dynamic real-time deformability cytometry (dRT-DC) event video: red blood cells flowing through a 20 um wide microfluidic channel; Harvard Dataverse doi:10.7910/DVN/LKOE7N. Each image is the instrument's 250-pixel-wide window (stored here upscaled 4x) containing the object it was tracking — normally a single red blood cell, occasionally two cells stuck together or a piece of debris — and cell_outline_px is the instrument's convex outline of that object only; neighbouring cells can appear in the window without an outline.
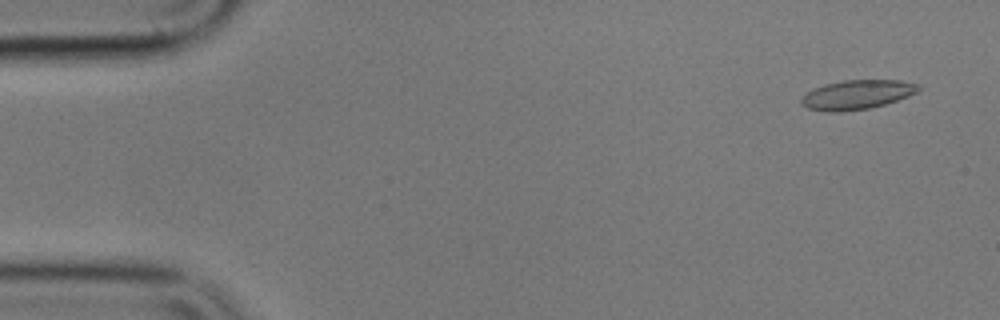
{"species": "common noctule bat (a hibernating species)", "species_latin": "Nyctalus noctula", "temperature_condition": "cold", "stored_images_in_passage": 55, "camera_frame_rate_fps": 3000, "um_per_image_px": 0.085, "animal": {"sex": "male", "body_mass_g": 17.9}, "frame": {"image": 1, "passage_image": 3, "time_ms": 0.667, "image_size_px": [1000, 320], "cell_outline_px": [[920, 88], [916, 92], [908, 96], [884, 104], [868, 108], [836, 112], [828, 112], [808, 108], [800, 104], [800, 100], [808, 92], [824, 84], [844, 80], [900, 80], [920, 84]], "centroid_in_image_um": [72.84, 8.04], "position_along_channel_um": 12.2, "area_um2": 19.77}}
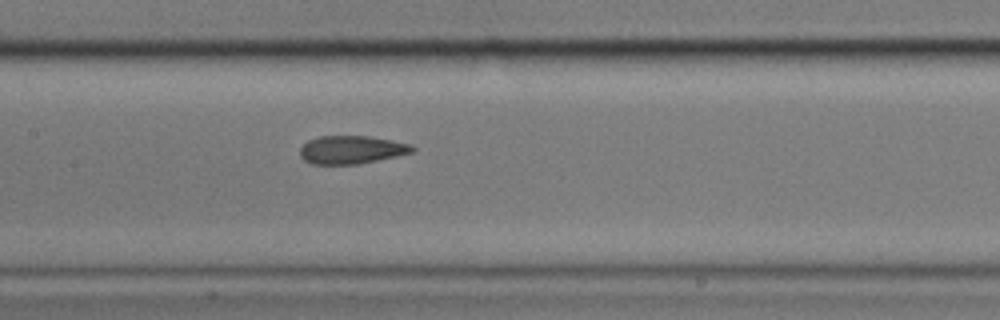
{"frame": {"image": 2, "passage_image": 26, "time_ms": 8.333, "image_size_px": [1000, 320], "cell_outline_px": [[416, 148], [412, 152], [396, 156], [360, 164], [312, 164], [304, 160], [300, 156], [300, 148], [308, 140], [320, 136], [368, 136], [392, 140], [412, 144]], "centroid_in_image_um": [29.88, 12.73], "position_along_channel_um": 177.5, "area_um2": 18.44}}
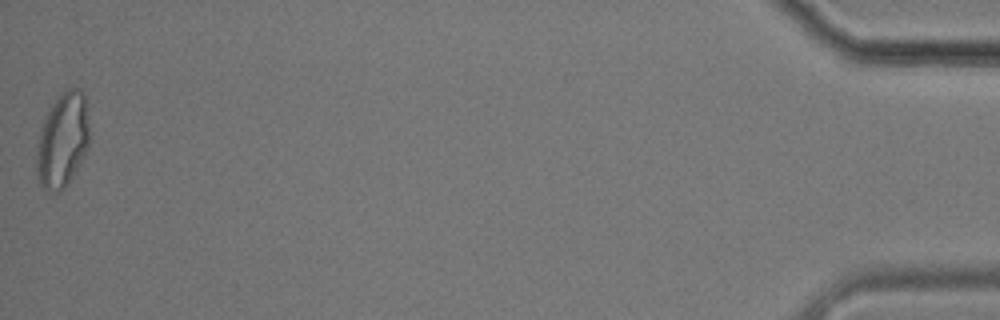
{"frame": {"image": 3, "passage_image": 55, "time_ms": 18.0, "image_size_px": [1000, 320], "cell_outline_px": [[88, 148], [76, 172], [64, 188], [60, 192], [48, 192], [40, 184], [36, 176], [36, 144], [40, 128], [44, 116], [48, 108], [60, 92], [68, 88], [80, 88], [84, 96], [88, 128]], "centroid_in_image_um": [5.27, 11.93], "position_along_channel_um": 429.9, "area_um2": 29.59}, "authors_computed_cell_mechanics": {"area_um2": 19.7676, "velocity_mm_per_s": 3.5974, "shape_relaxation_time_tau1_ms": 4.9628, "shape_relaxation_time_tau2_ms": 1.3405, "deformation_change_tau1": 0.1664, "deformation_change_tau2": 0.0872}}